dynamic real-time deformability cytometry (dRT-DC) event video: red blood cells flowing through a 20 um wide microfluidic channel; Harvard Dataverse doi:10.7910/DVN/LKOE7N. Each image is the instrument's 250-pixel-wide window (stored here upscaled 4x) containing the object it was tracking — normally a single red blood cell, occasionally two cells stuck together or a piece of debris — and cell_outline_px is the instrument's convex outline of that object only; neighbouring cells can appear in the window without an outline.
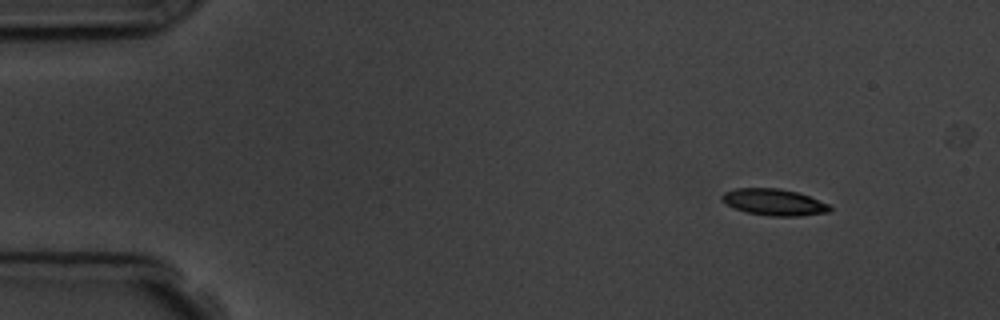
{"species": "common noctule bat (a hibernating species)", "species_latin": "Nyctalus noctula", "temperature_condition": "room temperature", "stored_images_in_passage": 4, "camera_frame_rate_fps": 3000, "um_per_image_px": 0.085, "animal": {"sex": "male", "body_mass_g": 19.5, "forearm_length_mm": 54.6}, "frame": {"image": 1, "passage_image": 1, "time_ms": 0.0, "image_size_px": [1000, 320], "cell_outline_px": [[832, 208], [828, 212], [800, 216], [768, 216], [744, 212], [720, 200], [720, 196], [724, 192], [736, 188], [780, 188], [796, 192], [808, 196], [828, 204]], "centroid_in_image_um": [65.75, 17.18], "position_along_channel_um": 19.2, "area_um2": 16.65}}
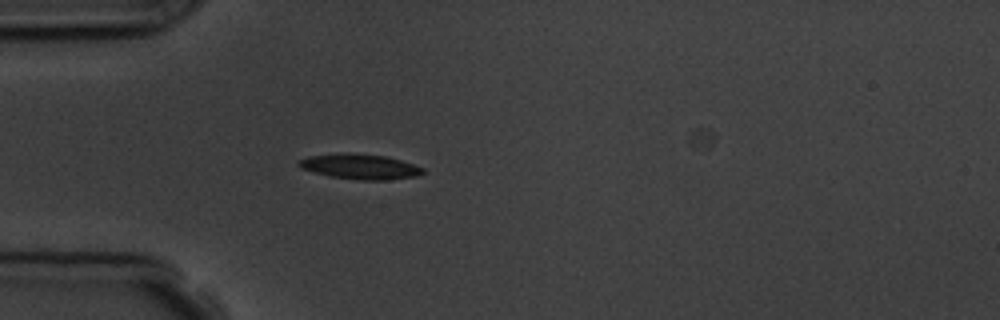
{"frame": {"image": 2, "passage_image": 4, "time_ms": 3.333, "image_size_px": [1000, 320], "cell_outline_px": [[424, 172], [416, 176], [388, 180], [360, 180], [328, 176], [300, 168], [296, 164], [300, 160], [308, 156], [384, 156], [400, 160], [424, 168]], "centroid_in_image_um": [30.64, 14.23], "position_along_channel_um": 54.4, "area_um2": 17.05}}